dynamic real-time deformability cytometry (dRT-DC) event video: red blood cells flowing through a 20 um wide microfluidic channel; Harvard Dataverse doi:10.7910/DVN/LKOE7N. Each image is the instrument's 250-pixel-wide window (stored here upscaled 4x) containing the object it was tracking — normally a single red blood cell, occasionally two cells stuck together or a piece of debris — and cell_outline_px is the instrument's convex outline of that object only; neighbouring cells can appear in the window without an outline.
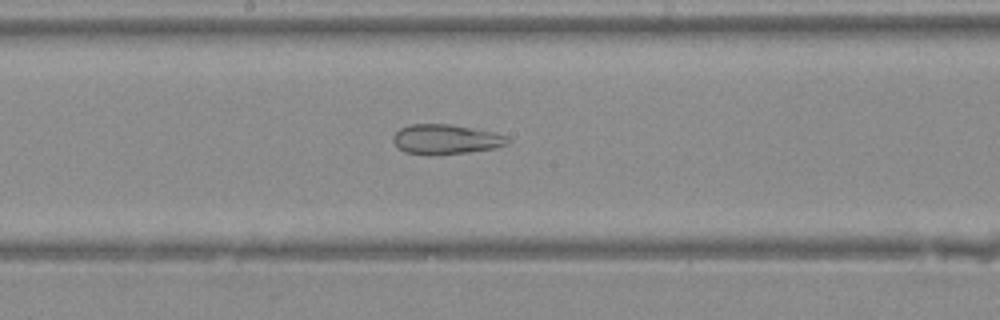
{"species": "Egyptian fruit bat (a non-hibernating species)", "species_latin": "Rousettus aegyptiacus", "temperature_condition": "warm", "stored_images_in_passage": 31, "camera_frame_rate_fps": 3000, "um_per_image_px": 0.085, "animal": {"sex": "female"}, "frame": {"image": 1, "passage_image": 12, "time_ms": 3.667, "image_size_px": [1000, 320], "cell_outline_px": [[512, 140], [496, 148], [468, 152], [404, 152], [392, 140], [392, 136], [400, 128], [408, 124], [448, 124], [492, 132], [508, 136]], "centroid_in_image_um": [37.91, 11.79], "position_along_channel_um": 210.3, "area_um2": 19.02}}
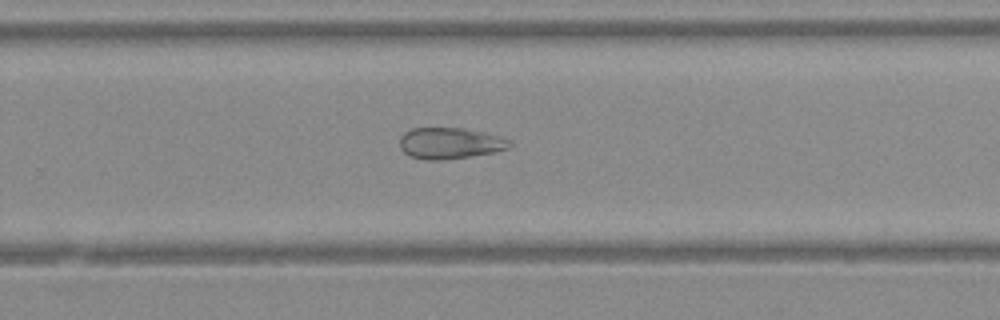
{"frame": {"image": 2, "passage_image": 17, "time_ms": 5.333, "image_size_px": [1000, 320], "cell_outline_px": [[512, 144], [508, 148], [496, 152], [440, 160], [424, 160], [408, 156], [400, 148], [400, 136], [404, 132], [412, 128], [460, 128], [484, 132], [500, 136], [512, 140]], "centroid_in_image_um": [38.24, 12.17], "position_along_channel_um": 291.6, "area_um2": 20.11}}
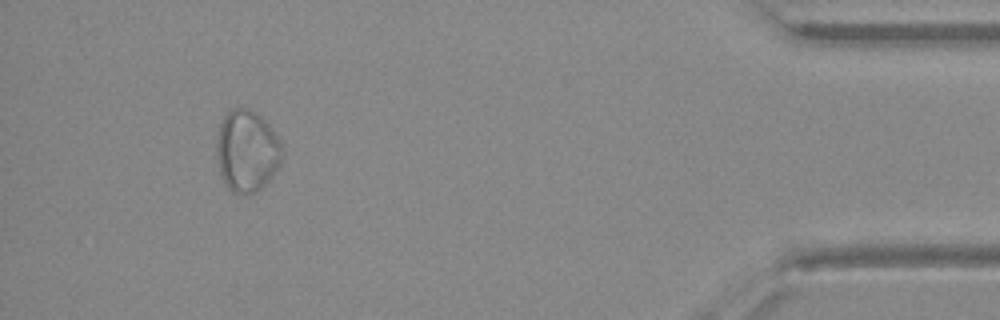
{"frame": {"image": 3, "passage_image": 28, "time_ms": 9.0, "image_size_px": [1000, 320], "cell_outline_px": [[284, 156], [280, 164], [272, 176], [256, 192], [248, 196], [244, 196], [232, 192], [228, 188], [220, 172], [216, 156], [216, 140], [220, 124], [224, 116], [232, 108], [248, 108], [268, 124], [280, 140], [284, 152]], "centroid_in_image_um": [20.99, 12.87], "position_along_channel_um": 414.2, "area_um2": 31.39}}